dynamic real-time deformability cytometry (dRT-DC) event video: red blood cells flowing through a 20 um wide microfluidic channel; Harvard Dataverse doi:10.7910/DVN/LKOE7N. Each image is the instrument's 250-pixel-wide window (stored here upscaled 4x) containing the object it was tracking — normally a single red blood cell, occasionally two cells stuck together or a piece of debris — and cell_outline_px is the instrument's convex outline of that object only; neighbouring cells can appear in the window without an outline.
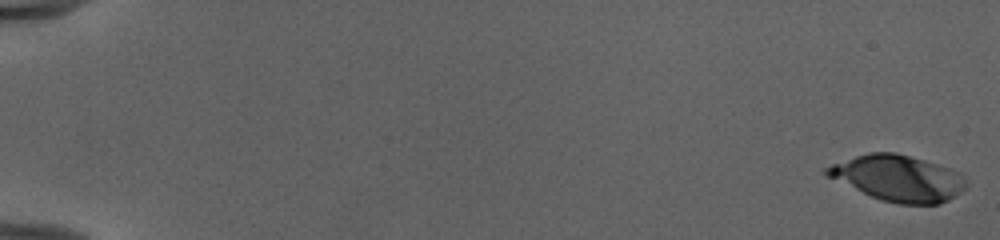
{"species": "human", "species_latin": "Homo sapiens", "temperature_condition": "cold", "stored_images_in_passage": 53, "camera_frame_rate_fps": 3000, "um_per_image_px": 0.085, "donor": {"sex": "female"}, "frame": {"image": 1, "passage_image": 1, "time_ms": 0.0, "image_size_px": [1000, 240], "cell_outline_px": [[968, 184], [960, 192], [948, 200], [940, 204], [900, 204], [880, 200], [828, 176], [824, 172], [824, 168], [832, 164], [868, 152], [896, 152], [924, 160], [960, 172], [968, 180]], "centroid_in_image_um": [76.38, 15.14], "position_along_channel_um": 8.6, "area_um2": 36.99}}
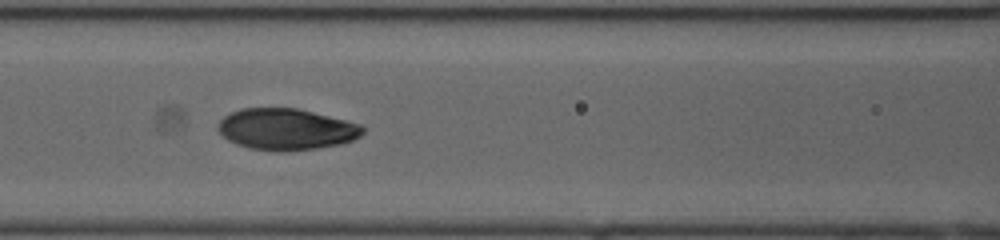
{"frame": {"image": 2, "passage_image": 26, "time_ms": 8.333, "image_size_px": [1000, 240], "cell_outline_px": [[364, 132], [360, 136], [352, 140], [340, 144], [316, 148], [248, 148], [236, 144], [228, 140], [216, 128], [216, 124], [224, 116], [240, 108], [296, 108], [364, 124]], "centroid_in_image_um": [24.34, 10.93], "position_along_channel_um": 142.3, "area_um2": 34.1}}
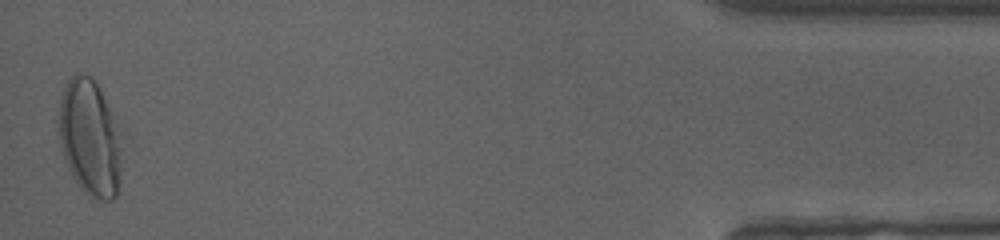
{"frame": {"image": 3, "passage_image": 53, "time_ms": 17.333, "image_size_px": [1000, 240], "cell_outline_px": [[124, 136], [120, 180], [116, 196], [112, 200], [100, 200], [88, 196], [76, 184], [68, 168], [60, 148], [60, 100], [64, 88], [68, 80], [76, 72], [80, 72], [88, 76], [96, 84]], "centroid_in_image_um": [7.68, 11.79], "position_along_channel_um": 427.5, "area_um2": 43.23}, "authors_computed_cell_mechanics": {"area_um2": 35.547, "velocity_mm_per_s": 3.9807, "shape_relaxation_time_tau1_ms": 3.8465, "shape_relaxation_time_tau2_ms": 0.7098, "deformation_change_tau1": 0.1939, "deformation_change_tau2": 0.0473}}